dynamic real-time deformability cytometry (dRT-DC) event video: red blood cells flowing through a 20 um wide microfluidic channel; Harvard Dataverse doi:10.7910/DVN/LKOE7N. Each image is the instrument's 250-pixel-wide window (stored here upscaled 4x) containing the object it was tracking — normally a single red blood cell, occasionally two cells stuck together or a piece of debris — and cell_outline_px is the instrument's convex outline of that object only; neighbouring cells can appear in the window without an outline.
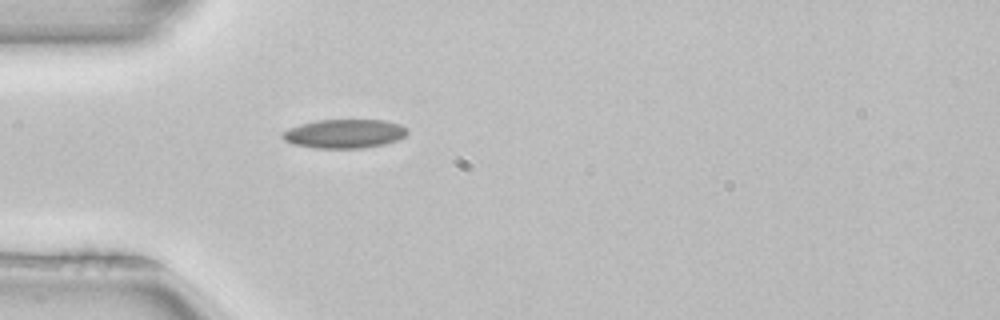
{"species": "common noctule bat (a hibernating species)", "species_latin": "Nyctalus noctula", "temperature_condition": "room temperature", "stored_images_in_passage": 1, "camera_frame_rate_fps": 3000, "um_per_image_px": 0.085, "animal": {"sex": "female", "body_mass_g": 22.7, "forearm_length_mm": 54.2}, "frame": {"image": 1, "passage_image": 1, "time_ms": 0.0, "image_size_px": [1000, 320], "cell_outline_px": [[408, 132], [404, 136], [396, 140], [384, 144], [360, 148], [312, 148], [292, 144], [284, 140], [280, 136], [280, 132], [288, 128], [300, 124], [316, 120], [384, 120], [400, 124], [408, 128]], "centroid_in_image_um": [29.22, 11.36], "position_along_channel_um": 55.8, "area_um2": 21.21}}